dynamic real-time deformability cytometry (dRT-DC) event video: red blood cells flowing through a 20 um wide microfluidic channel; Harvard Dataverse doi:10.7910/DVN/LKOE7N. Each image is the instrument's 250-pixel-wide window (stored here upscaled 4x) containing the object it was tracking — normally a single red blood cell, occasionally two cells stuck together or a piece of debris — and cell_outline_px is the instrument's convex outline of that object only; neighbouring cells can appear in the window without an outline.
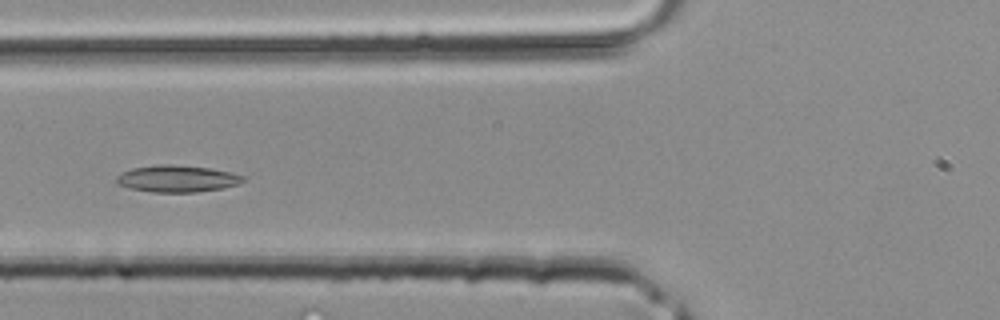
{"species": "common noctule bat (a hibernating species)", "species_latin": "Nyctalus noctula", "temperature_condition": "room temperature", "stored_images_in_passage": 31, "camera_frame_rate_fps": 3000, "um_per_image_px": 0.085, "animal": {"sex": "male", "body_mass_g": 20.4}, "frame": {"image": 1, "passage_image": 6, "time_ms": 1.667, "image_size_px": [1000, 320], "cell_outline_px": [[248, 180], [224, 188], [196, 192], [152, 192], [128, 188], [116, 184], [116, 176], [132, 168], [160, 164], [172, 164], [212, 168], [232, 172], [244, 176]], "centroid_in_image_um": [15.08, 15.18], "position_along_channel_um": 110.7, "area_um2": 20.0}}
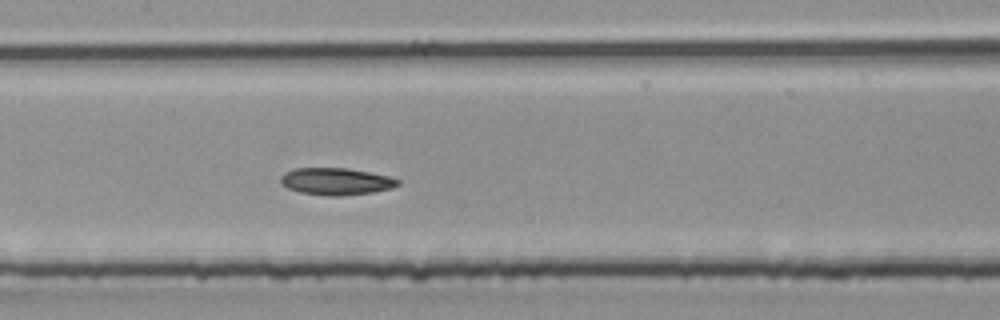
{"frame": {"image": 2, "passage_image": 10, "time_ms": 3.0, "image_size_px": [1000, 320], "cell_outline_px": [[400, 184], [392, 188], [372, 192], [340, 196], [328, 196], [300, 192], [288, 188], [280, 184], [280, 176], [284, 172], [292, 168], [348, 168], [388, 176], [400, 180]], "centroid_in_image_um": [28.53, 15.41], "position_along_channel_um": 178.9, "area_um2": 18.55}}
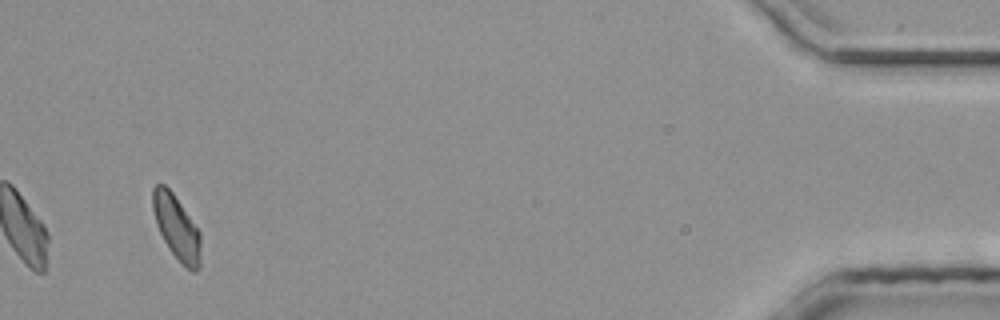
{"frame": {"image": 3, "passage_image": 29, "time_ms": 9.333, "image_size_px": [1000, 320], "cell_outline_px": [[200, 268], [196, 272], [192, 272], [180, 264], [168, 248], [156, 224], [152, 208], [152, 188], [156, 184], [164, 184], [172, 192], [200, 232]], "centroid_in_image_um": [15.0, 19.37], "position_along_channel_um": 420.2, "area_um2": 18.03}}